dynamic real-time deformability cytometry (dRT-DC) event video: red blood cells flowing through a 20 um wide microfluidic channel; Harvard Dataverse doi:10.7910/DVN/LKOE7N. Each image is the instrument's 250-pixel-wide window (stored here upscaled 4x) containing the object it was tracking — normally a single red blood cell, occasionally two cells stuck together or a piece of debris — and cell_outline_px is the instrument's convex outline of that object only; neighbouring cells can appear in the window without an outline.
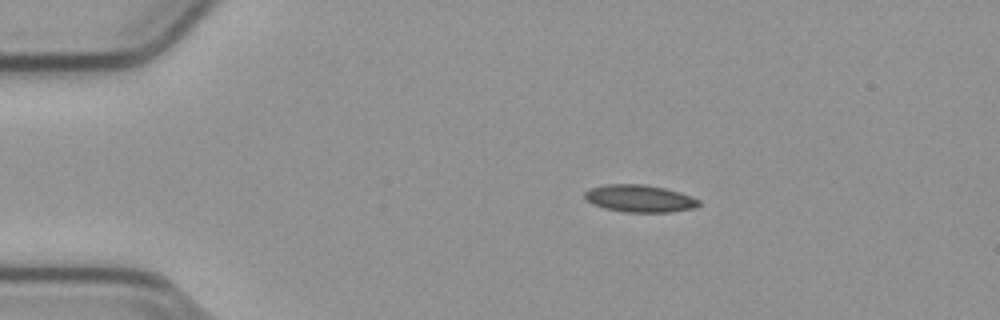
{"species": "common noctule bat (a hibernating species)", "species_latin": "Nyctalus noctula", "temperature_condition": "cold", "stored_images_in_passage": 45, "camera_frame_rate_fps": 3000, "um_per_image_px": 0.085, "animal": {"sex": "male", "body_mass_g": 23.1, "forearm_length_mm": 52.7}, "frame": {"image": 1, "passage_image": 1, "time_ms": 0.0, "image_size_px": [1000, 320], "cell_outline_px": [[700, 204], [696, 208], [668, 212], [624, 212], [608, 208], [596, 204], [588, 200], [584, 196], [584, 192], [592, 188], [604, 184], [644, 184], [664, 188], [680, 192], [700, 200]], "centroid_in_image_um": [54.42, 16.86], "position_along_channel_um": 30.6, "area_um2": 17.92}}
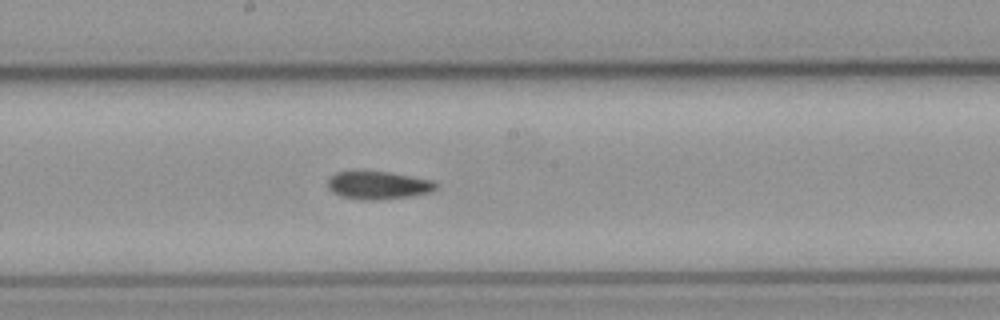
{"frame": {"image": 2, "passage_image": 20, "time_ms": 6.333, "image_size_px": [1000, 320], "cell_outline_px": [[436, 188], [432, 192], [412, 196], [380, 200], [360, 200], [340, 196], [332, 192], [328, 188], [328, 180], [336, 172], [388, 172], [412, 176], [432, 180], [436, 184]], "centroid_in_image_um": [32.16, 15.77], "position_along_channel_um": 216.0, "area_um2": 17.57}}
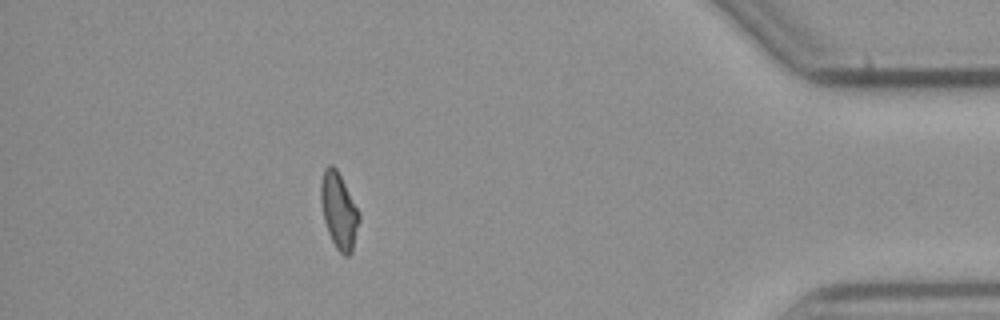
{"frame": {"image": 3, "passage_image": 39, "time_ms": 12.667, "image_size_px": [1000, 320], "cell_outline_px": [[360, 220], [352, 252], [348, 256], [344, 256], [336, 248], [328, 232], [324, 220], [320, 200], [320, 184], [324, 168], [328, 164], [332, 164], [336, 168], [360, 212]], "centroid_in_image_um": [28.8, 17.9], "position_along_channel_um": 406.4, "area_um2": 17.05}, "authors_computed_cell_mechanics": {"area_um2": 17.2822, "velocity_mm_per_s": 3.7964, "shape_relaxation_time_tau1_ms": null, "shape_relaxation_time_tau2_ms": 5.919, "deformation_change_tau1": null, "deformation_change_tau2": 0.1244}}